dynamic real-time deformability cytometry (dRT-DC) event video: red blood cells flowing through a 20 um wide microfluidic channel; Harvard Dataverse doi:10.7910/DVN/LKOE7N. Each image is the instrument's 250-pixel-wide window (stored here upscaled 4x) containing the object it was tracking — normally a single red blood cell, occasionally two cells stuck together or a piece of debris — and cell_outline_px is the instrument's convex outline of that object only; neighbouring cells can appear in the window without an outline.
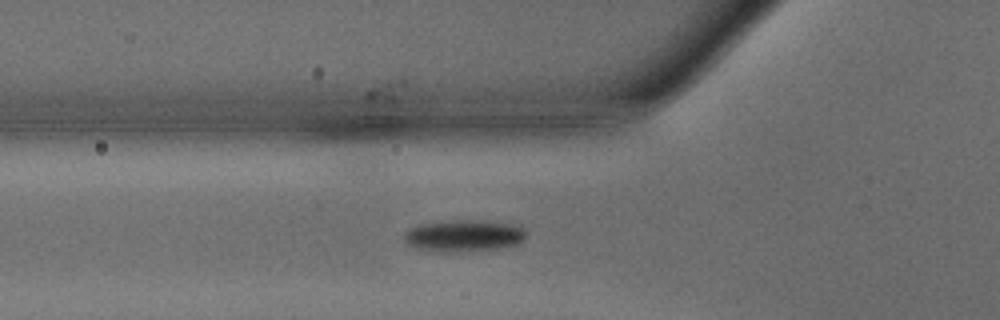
{"species": "common noctule bat (a hibernating species)", "species_latin": "Nyctalus noctula", "temperature_condition": "warm", "stored_images_in_passage": 26, "camera_frame_rate_fps": 3000, "um_per_image_px": 0.085, "animal": {"sex": "male", "body_mass_g": 15.6}, "frame": {"image": 1, "passage_image": 2, "time_ms": 0.333, "image_size_px": [1000, 320], "cell_outline_px": [[524, 240], [516, 244], [496, 248], [444, 252], [440, 252], [416, 248], [408, 244], [404, 240], [404, 232], [412, 228], [424, 224], [468, 220], [484, 220], [512, 224], [524, 228]], "centroid_in_image_um": [39.43, 20.04], "position_along_channel_um": 86.4, "area_um2": 21.91}}
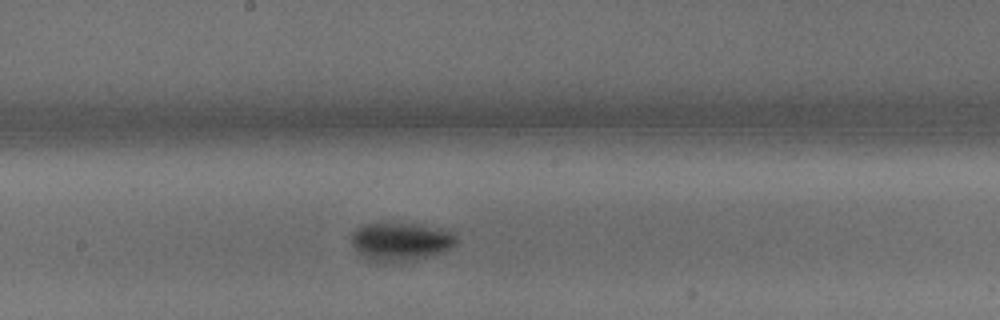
{"frame": {"image": 2, "passage_image": 11, "time_ms": 3.333, "image_size_px": [1000, 320], "cell_outline_px": [[456, 244], [444, 252], [428, 256], [384, 264], [368, 260], [352, 244], [352, 232], [356, 228], [364, 224], [412, 224], [440, 228], [452, 232], [456, 236]], "centroid_in_image_um": [34.06, 20.55], "position_along_channel_um": 214.1, "area_um2": 23.12}}
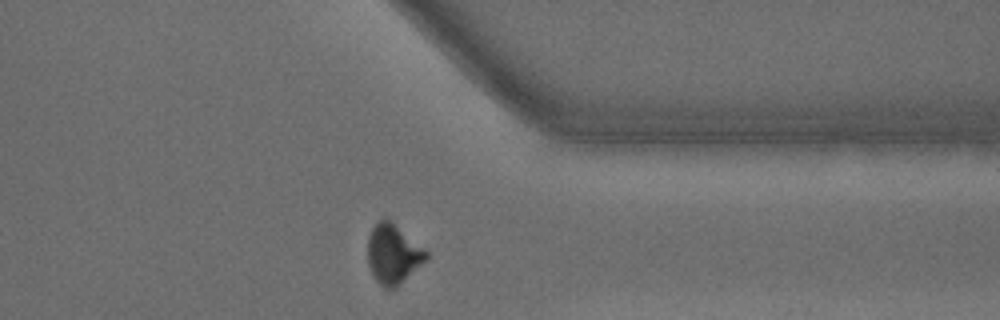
{"frame": {"image": 3, "passage_image": 23, "time_ms": 7.333, "image_size_px": [1000, 320], "cell_outline_px": [[428, 256], [420, 264], [392, 288], [384, 288], [376, 280], [368, 264], [368, 236], [372, 228], [384, 216], [424, 248], [428, 252]], "centroid_in_image_um": [33.37, 21.55], "position_along_channel_um": 378.0, "area_um2": 19.42}, "authors_computed_cell_mechanics": {"area_um2": 21.7906, "velocity_mm_per_s": 4.2334, "shape_relaxation_time_tau1_ms": 2.0929, "shape_relaxation_time_tau2_ms": null, "deformation_change_tau1": 0.121, "deformation_change_tau2": null}}